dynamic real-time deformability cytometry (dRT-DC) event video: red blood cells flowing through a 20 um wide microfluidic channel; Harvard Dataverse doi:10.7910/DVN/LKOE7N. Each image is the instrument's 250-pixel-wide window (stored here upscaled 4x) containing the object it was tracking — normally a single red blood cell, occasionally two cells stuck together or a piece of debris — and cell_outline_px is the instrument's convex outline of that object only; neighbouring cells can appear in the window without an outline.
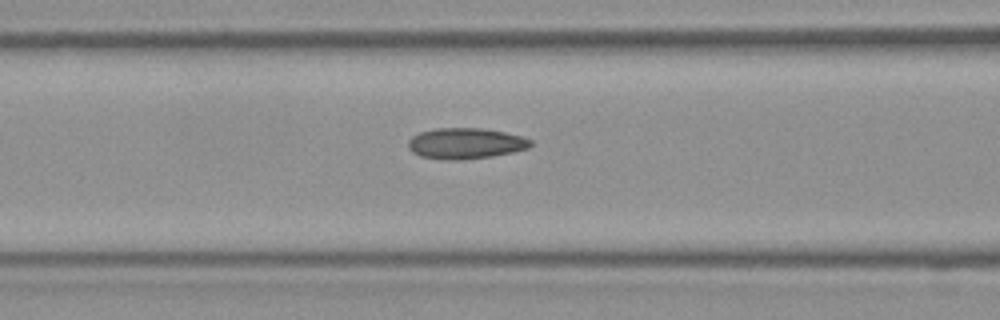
{"species": "Egyptian fruit bat (a non-hibernating species)", "species_latin": "Rousettus aegyptiacus", "temperature_condition": "room temperature", "stored_images_in_passage": 33, "camera_frame_rate_fps": 3000, "um_per_image_px": 0.085, "frame": {"image": 1, "passage_image": 15, "time_ms": 4.667, "image_size_px": [1000, 320], "cell_outline_px": [[532, 144], [528, 148], [512, 152], [492, 156], [464, 160], [444, 160], [420, 156], [412, 152], [408, 148], [408, 140], [412, 136], [420, 132], [436, 128], [484, 128], [504, 132], [520, 136], [532, 140]], "centroid_in_image_um": [39.54, 12.19], "position_along_channel_um": 127.1, "area_um2": 22.14}}
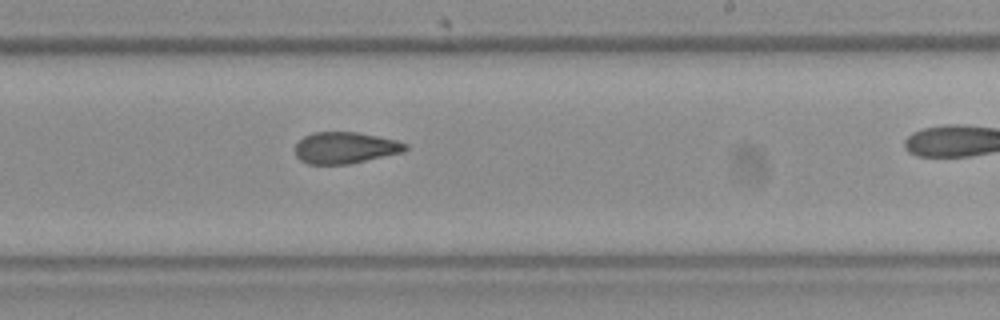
{"frame": {"image": 2, "passage_image": 24, "time_ms": 7.667, "image_size_px": [1000, 320], "cell_outline_px": [[408, 148], [404, 152], [352, 164], [308, 164], [300, 160], [296, 156], [296, 144], [304, 136], [312, 132], [356, 132], [396, 140], [408, 144]], "centroid_in_image_um": [29.36, 12.57], "position_along_channel_um": 259.6, "area_um2": 20.35}}
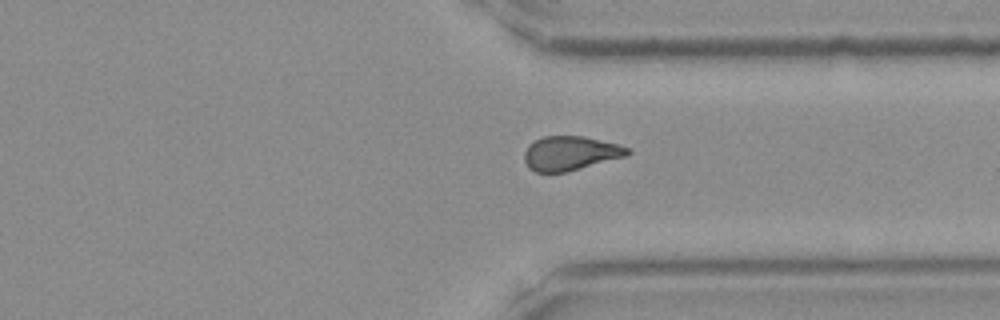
{"frame": {"image": 3, "passage_image": 31, "time_ms": 10.0, "image_size_px": [1000, 320], "cell_outline_px": [[632, 152], [628, 156], [568, 172], [536, 172], [528, 168], [524, 160], [524, 152], [528, 144], [532, 140], [544, 136], [584, 136], [616, 144], [628, 148]], "centroid_in_image_um": [48.46, 13.03], "position_along_channel_um": 362.9, "area_um2": 20.87}}